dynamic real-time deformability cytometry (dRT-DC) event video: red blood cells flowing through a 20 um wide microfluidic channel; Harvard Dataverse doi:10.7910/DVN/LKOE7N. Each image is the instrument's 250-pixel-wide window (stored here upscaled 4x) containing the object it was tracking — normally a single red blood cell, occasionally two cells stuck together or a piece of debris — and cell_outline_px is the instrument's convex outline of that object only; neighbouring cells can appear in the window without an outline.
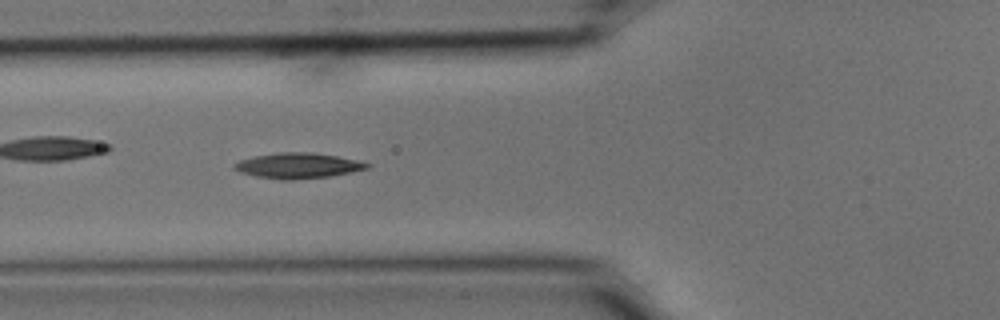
{"species": "common noctule bat (a hibernating species)", "species_latin": "Nyctalus noctula", "temperature_condition": "cold", "stored_images_in_passage": 47, "camera_frame_rate_fps": 3000, "um_per_image_px": 0.085, "animal": {"sex": "male", "body_mass_g": 15.6}, "frame": {"image": 1, "passage_image": 14, "time_ms": 4.333, "image_size_px": [1000, 320], "cell_outline_px": [[372, 164], [368, 168], [332, 176], [292, 180], [280, 180], [256, 176], [240, 172], [232, 168], [232, 164], [240, 160], [252, 156], [276, 152], [312, 152], [336, 156], [356, 160]], "centroid_in_image_um": [25.28, 14.08], "position_along_channel_um": 100.5, "area_um2": 19.83}}
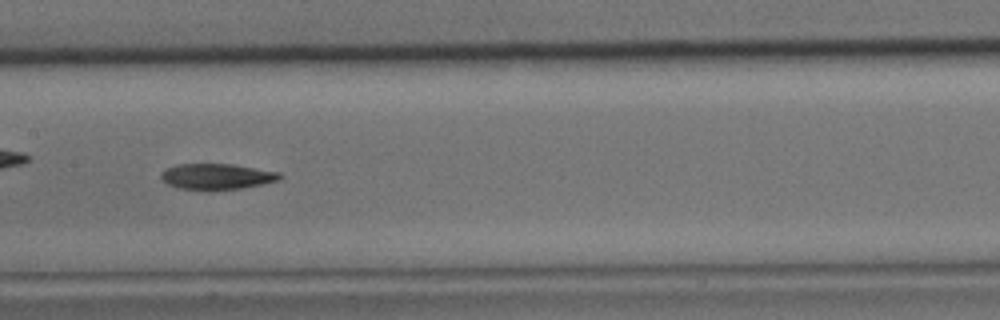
{"frame": {"image": 2, "passage_image": 21, "time_ms": 6.667, "image_size_px": [1000, 320], "cell_outline_px": [[284, 176], [280, 180], [264, 184], [240, 188], [208, 192], [180, 188], [168, 184], [160, 176], [160, 172], [164, 168], [176, 164], [232, 164], [280, 172]], "centroid_in_image_um": [18.43, 15.02], "position_along_channel_um": 189.0, "area_um2": 18.38}}
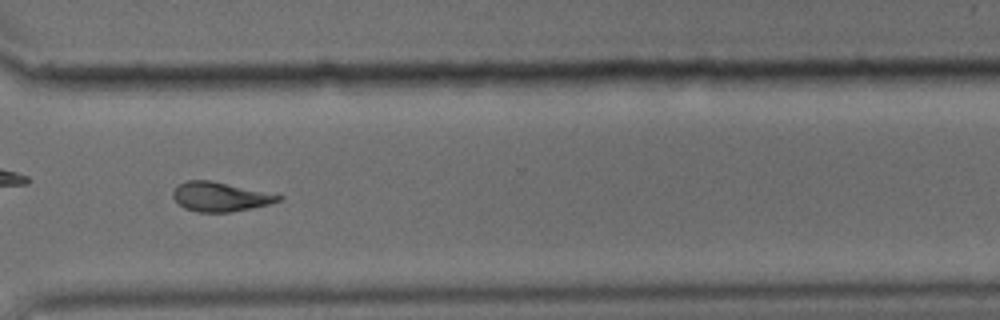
{"frame": {"image": 3, "passage_image": 34, "time_ms": 11.0, "image_size_px": [1000, 320], "cell_outline_px": [[284, 196], [280, 200], [268, 204], [232, 212], [196, 212], [184, 208], [172, 196], [172, 192], [180, 184], [188, 180], [212, 180]], "centroid_in_image_um": [18.69, 16.72], "position_along_channel_um": 351.9, "area_um2": 17.8}, "authors_computed_cell_mechanics": {"area_um2": 18.3804, "velocity_mm_per_s": 3.7678, "shape_relaxation_time_tau1_ms": 6.147, "shape_relaxation_time_tau2_ms": 5.8491, "deformation_change_tau1": 0.1725, "deformation_change_tau2": 0.1527}}